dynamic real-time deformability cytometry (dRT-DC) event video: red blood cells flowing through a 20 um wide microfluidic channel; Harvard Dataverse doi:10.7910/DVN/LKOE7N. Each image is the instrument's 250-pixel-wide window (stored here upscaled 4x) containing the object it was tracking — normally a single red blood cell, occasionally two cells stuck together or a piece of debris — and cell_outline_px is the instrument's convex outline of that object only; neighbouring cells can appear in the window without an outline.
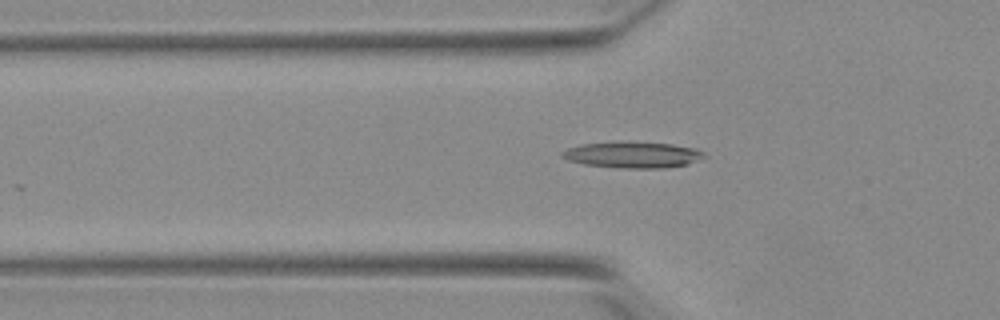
{"species": "Egyptian fruit bat (a non-hibernating species)", "species_latin": "Rousettus aegyptiacus", "temperature_condition": "warm", "stored_images_in_passage": 47, "camera_frame_rate_fps": 3000, "um_per_image_px": 0.085, "animal": {"sex": "female"}, "frame": {"image": 1, "passage_image": 12, "time_ms": 3.667, "image_size_px": [1000, 320], "cell_outline_px": [[704, 156], [688, 164], [664, 168], [628, 168], [584, 164], [568, 160], [560, 156], [560, 152], [568, 148], [580, 144], [616, 140], [672, 144], [696, 148], [704, 152]], "centroid_in_image_um": [53.73, 13.13], "position_along_channel_um": 72.1, "area_um2": 21.91}}
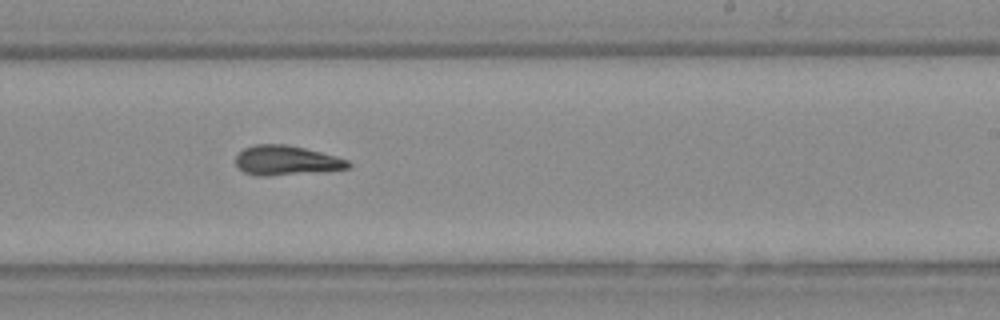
{"frame": {"image": 2, "passage_image": 27, "time_ms": 8.667, "image_size_px": [1000, 320], "cell_outline_px": [[352, 168], [324, 172], [264, 176], [256, 176], [244, 172], [236, 164], [236, 156], [244, 148], [252, 144], [284, 144], [304, 148], [336, 156], [348, 160], [352, 164]], "centroid_in_image_um": [24.38, 13.65], "position_along_channel_um": 264.6, "area_um2": 19.65}}
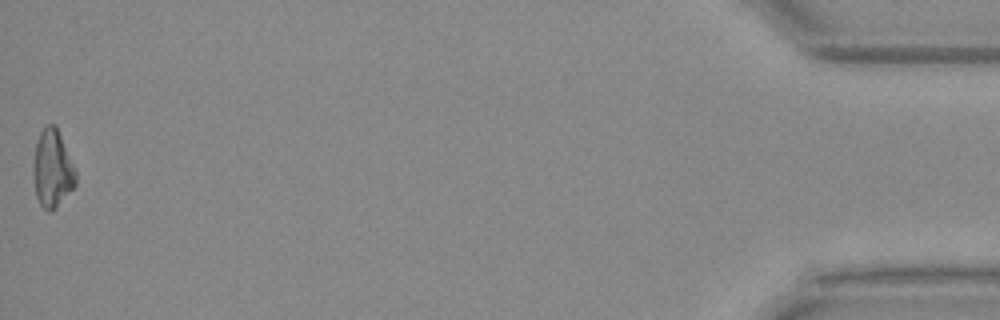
{"frame": {"image": 3, "passage_image": 47, "time_ms": 15.333, "image_size_px": [1000, 320], "cell_outline_px": [[76, 184], [52, 212], [48, 212], [40, 204], [36, 196], [32, 172], [32, 164], [36, 140], [44, 124], [56, 124], [76, 172]], "centroid_in_image_um": [4.42, 14.32], "position_along_channel_um": 430.8, "area_um2": 19.42}, "authors_computed_cell_mechanics": {"area_um2": 19.0162, "velocity_mm_per_s": 3.8663, "shape_relaxation_time_tau1_ms": null, "shape_relaxation_time_tau2_ms": 1.8936, "deformation_change_tau1": null, "deformation_change_tau2": 0.1218}}